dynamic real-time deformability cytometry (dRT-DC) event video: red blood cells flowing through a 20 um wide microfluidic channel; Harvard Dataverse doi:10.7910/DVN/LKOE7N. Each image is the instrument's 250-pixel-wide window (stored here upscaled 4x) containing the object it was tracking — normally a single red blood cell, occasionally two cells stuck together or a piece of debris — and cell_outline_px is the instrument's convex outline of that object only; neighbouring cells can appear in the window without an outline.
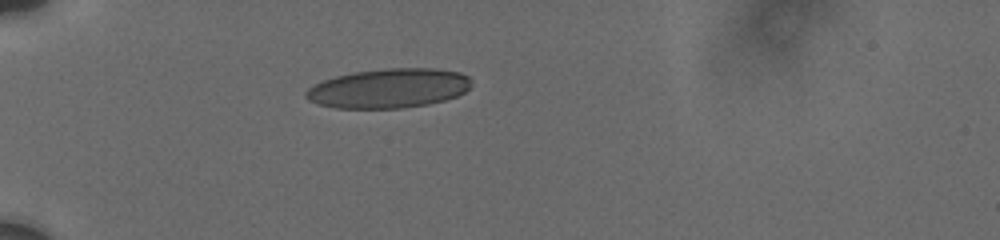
{"species": "human", "species_latin": "Homo sapiens", "temperature_condition": "cold", "stored_images_in_passage": 12, "camera_frame_rate_fps": 3000, "um_per_image_px": 0.085, "donor": {"sex": "male"}, "frame": {"image": 1, "passage_image": 1, "time_ms": 0.0, "image_size_px": [1000, 240], "cell_outline_px": [[472, 84], [464, 92], [456, 96], [444, 100], [428, 104], [404, 108], [336, 108], [316, 104], [308, 100], [304, 96], [304, 92], [308, 88], [324, 80], [336, 76], [352, 72], [384, 68], [436, 68], [460, 72], [468, 76], [472, 80]], "centroid_in_image_um": [33.04, 7.5], "position_along_channel_um": 52.0, "area_um2": 38.26}}
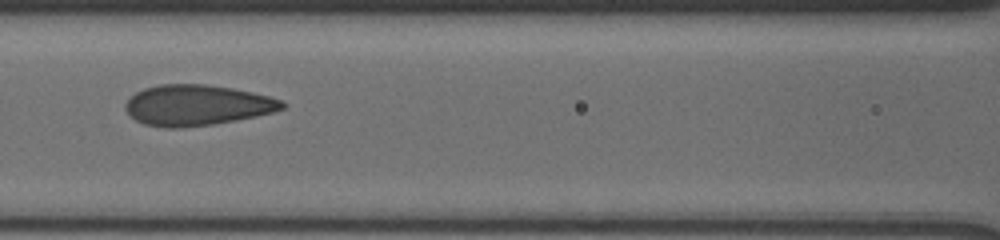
{"frame": {"image": 2, "passage_image": 6, "time_ms": 3.333, "image_size_px": [1000, 240], "cell_outline_px": [[288, 104], [284, 108], [272, 112], [256, 116], [236, 120], [212, 124], [180, 128], [164, 128], [144, 124], [136, 120], [124, 108], [124, 104], [136, 92], [144, 88], [160, 84], [204, 84], [232, 88], [252, 92], [284, 100]], "centroid_in_image_um": [16.75, 8.94], "position_along_channel_um": 149.8, "area_um2": 37.17}}
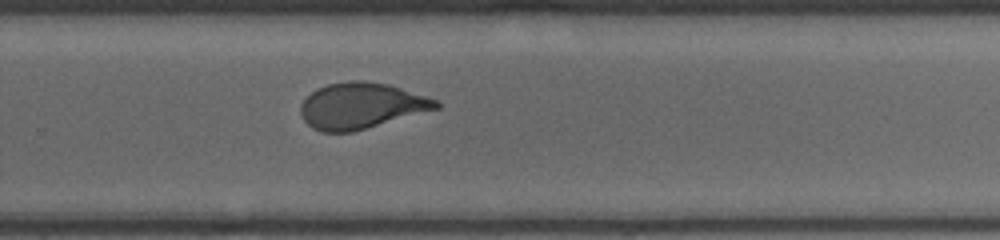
{"frame": {"image": 3, "passage_image": 12, "time_ms": 7.333, "image_size_px": [1000, 240], "cell_outline_px": [[440, 108], [352, 132], [320, 132], [312, 128], [304, 120], [300, 112], [300, 104], [316, 88], [328, 84], [352, 80], [364, 80], [388, 84], [436, 100], [440, 104]], "centroid_in_image_um": [30.67, 8.99], "position_along_channel_um": 299.1, "area_um2": 36.07}}